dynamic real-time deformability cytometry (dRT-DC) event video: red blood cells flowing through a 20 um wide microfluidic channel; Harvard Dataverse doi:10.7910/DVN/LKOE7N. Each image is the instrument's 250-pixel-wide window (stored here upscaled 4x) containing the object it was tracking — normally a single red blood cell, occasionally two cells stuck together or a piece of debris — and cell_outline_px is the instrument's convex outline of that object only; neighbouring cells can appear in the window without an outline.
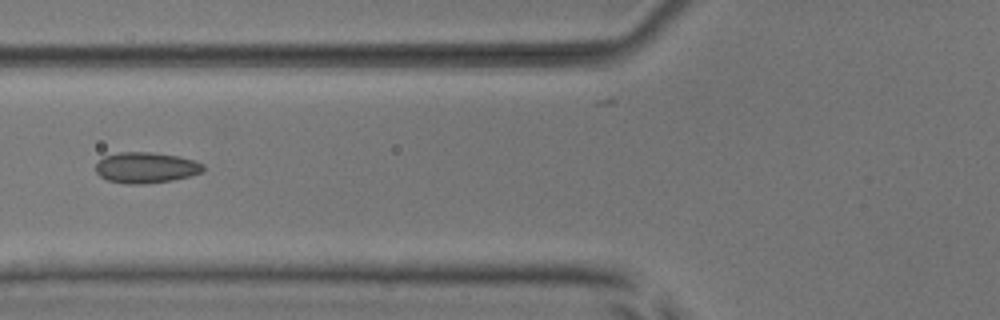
{"species": "common noctule bat (a hibernating species)", "species_latin": "Nyctalus noctula", "temperature_condition": "room temperature", "stored_images_in_passage": 3, "camera_frame_rate_fps": 3000, "um_per_image_px": 0.085, "animal": {"sex": "male", "body_mass_g": 17.9, "forearm_length_mm": 54.2}, "frame": {"image": 1, "passage_image": 3, "time_ms": 2.333, "image_size_px": [1000, 320], "cell_outline_px": [[204, 168], [200, 172], [188, 176], [172, 180], [144, 184], [128, 184], [108, 180], [100, 176], [96, 172], [96, 164], [104, 156], [120, 152], [152, 152], [180, 156], [204, 164]], "centroid_in_image_um": [12.39, 14.24], "position_along_channel_um": 113.4, "area_um2": 19.19}}